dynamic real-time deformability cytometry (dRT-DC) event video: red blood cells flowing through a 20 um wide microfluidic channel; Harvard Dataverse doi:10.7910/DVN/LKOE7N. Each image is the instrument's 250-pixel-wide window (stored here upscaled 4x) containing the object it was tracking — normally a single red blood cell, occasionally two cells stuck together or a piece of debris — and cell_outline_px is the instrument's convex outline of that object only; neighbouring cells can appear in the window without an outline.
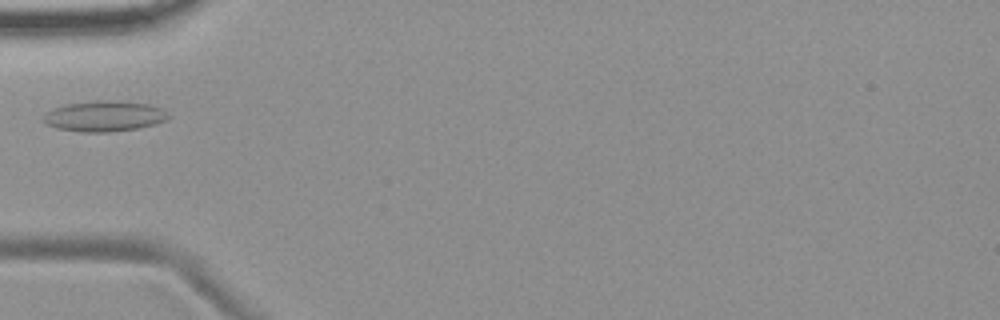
{"species": "common noctule bat (a hibernating species)", "species_latin": "Nyctalus noctula", "temperature_condition": "room temperature", "stored_images_in_passage": 1, "camera_frame_rate_fps": 3000, "um_per_image_px": 0.085, "animal": {"sex": "female", "body_mass_g": 19.9}, "frame": {"image": 1, "passage_image": 1, "time_ms": 0.0, "image_size_px": [1000, 320], "cell_outline_px": [[172, 116], [168, 120], [156, 124], [136, 128], [108, 132], [80, 132], [56, 128], [48, 124], [44, 120], [44, 116], [48, 112], [56, 108], [68, 104], [96, 100], [108, 100], [148, 104], [160, 108], [168, 112]], "centroid_in_image_um": [8.93, 9.88], "position_along_channel_um": 76.1, "area_um2": 22.08}}